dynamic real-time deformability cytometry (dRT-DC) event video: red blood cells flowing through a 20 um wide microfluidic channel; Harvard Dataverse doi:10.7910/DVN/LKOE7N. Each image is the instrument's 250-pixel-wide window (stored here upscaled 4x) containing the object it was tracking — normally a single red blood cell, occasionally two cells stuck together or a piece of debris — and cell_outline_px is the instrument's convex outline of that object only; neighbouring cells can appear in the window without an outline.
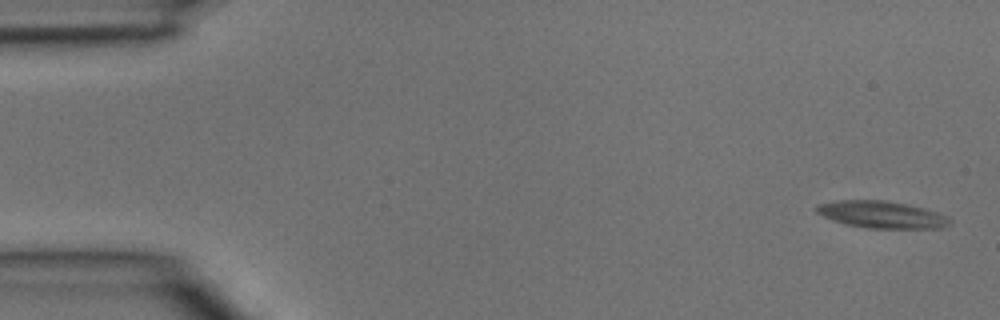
{"species": "common noctule bat (a hibernating species)", "species_latin": "Nyctalus noctula", "temperature_condition": "room temperature", "stored_images_in_passage": 4, "camera_frame_rate_fps": 3000, "um_per_image_px": 0.085, "animal": {"sex": "male", "body_mass_g": 15.6}, "frame": {"image": 1, "passage_image": 1, "time_ms": 0.0, "image_size_px": [1000, 320], "cell_outline_px": [[952, 220], [948, 224], [940, 228], [868, 228], [844, 224], [832, 220], [816, 212], [816, 204], [836, 200], [884, 200], [924, 208], [948, 216]], "centroid_in_image_um": [74.91, 18.24], "position_along_channel_um": 10.1, "area_um2": 20.92}}